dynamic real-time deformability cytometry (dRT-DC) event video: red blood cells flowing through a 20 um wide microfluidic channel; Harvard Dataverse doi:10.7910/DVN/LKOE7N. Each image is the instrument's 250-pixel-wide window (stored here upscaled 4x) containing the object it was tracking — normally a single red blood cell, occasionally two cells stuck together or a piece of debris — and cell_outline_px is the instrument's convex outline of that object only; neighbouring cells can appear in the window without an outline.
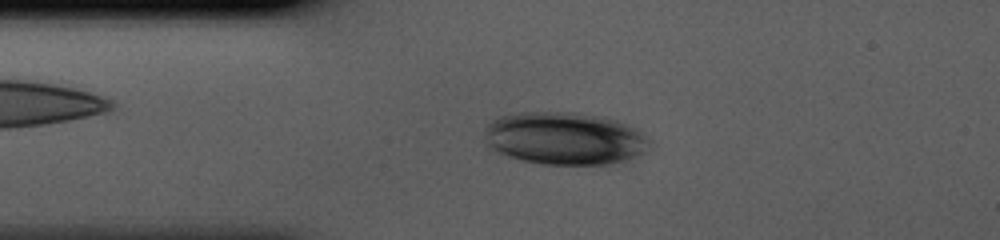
{"species": "human", "species_latin": "Homo sapiens", "temperature_condition": "cold", "stored_images_in_passage": 41, "camera_frame_rate_fps": 3000, "um_per_image_px": 0.085, "donor": {"sex": "male"}, "frame": {"image": 1, "passage_image": 7, "time_ms": 2.0, "image_size_px": [1000, 240], "cell_outline_px": [[648, 140], [644, 152], [628, 160], [608, 164], [544, 164], [520, 160], [496, 152], [488, 148], [488, 124], [492, 120], [500, 116], [520, 112], [572, 112], [604, 116], [616, 120], [636, 128]], "centroid_in_image_um": [47.99, 11.76], "position_along_channel_um": 37.0, "area_um2": 50.29}}
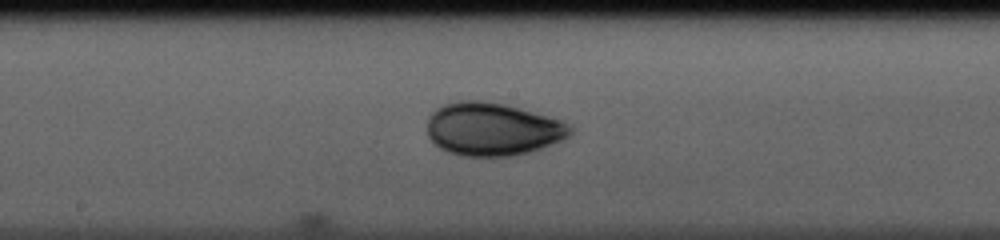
{"frame": {"image": 2, "passage_image": 20, "time_ms": 6.333, "image_size_px": [1000, 240], "cell_outline_px": [[576, 128], [568, 136], [552, 144], [528, 152], [512, 156], [460, 156], [448, 152], [440, 148], [428, 136], [428, 116], [436, 108], [444, 104], [460, 100], [480, 100], [504, 104], [520, 108], [564, 120], [572, 124]], "centroid_in_image_um": [41.89, 10.97], "position_along_channel_um": 206.3, "area_um2": 44.51}}
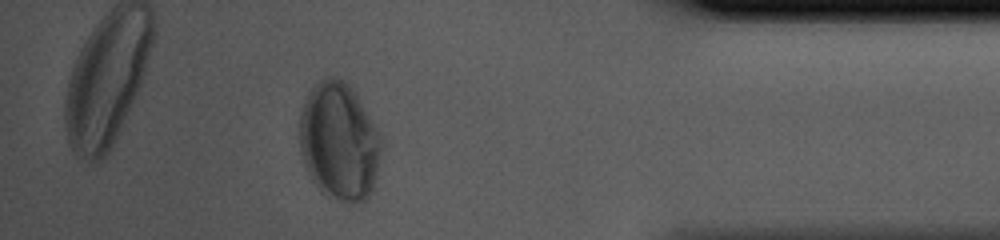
{"frame": {"image": 3, "passage_image": 36, "time_ms": 11.667, "image_size_px": [1000, 240], "cell_outline_px": [[380, 156], [372, 188], [364, 204], [356, 204], [320, 192], [308, 176], [300, 152], [300, 108], [308, 92], [320, 80], [328, 76], [336, 76], [344, 80], [348, 84], [356, 96], [376, 128], [380, 140]], "centroid_in_image_um": [28.78, 12.03], "position_along_channel_um": 406.4, "area_um2": 55.72}}